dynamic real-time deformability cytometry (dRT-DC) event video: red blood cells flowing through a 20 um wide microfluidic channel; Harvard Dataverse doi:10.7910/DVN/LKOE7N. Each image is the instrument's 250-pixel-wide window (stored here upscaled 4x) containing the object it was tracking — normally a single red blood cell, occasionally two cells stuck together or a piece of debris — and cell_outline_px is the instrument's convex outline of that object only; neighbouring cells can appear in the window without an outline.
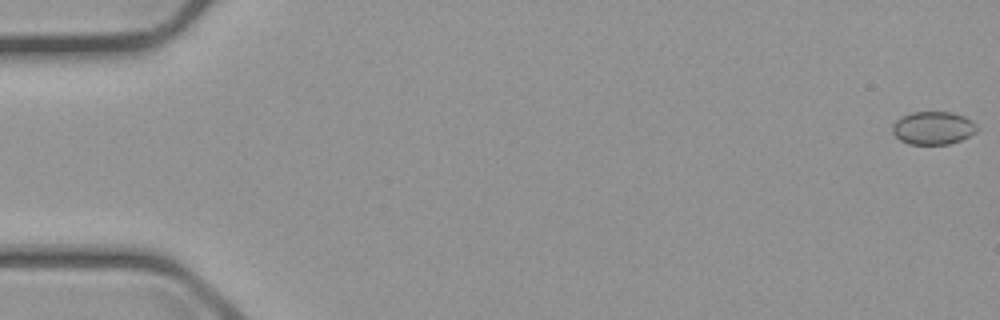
{"species": "common noctule bat (a hibernating species)", "species_latin": "Nyctalus noctula", "temperature_condition": "cold", "stored_images_in_passage": 5, "camera_frame_rate_fps": 3000, "um_per_image_px": 0.085, "animal": {"sex": "male", "body_mass_g": 23.1, "forearm_length_mm": 52.7}, "frame": {"image": 1, "passage_image": 1, "time_ms": 0.0, "image_size_px": [1000, 320], "cell_outline_px": [[980, 128], [976, 132], [960, 140], [948, 144], [908, 144], [900, 140], [892, 132], [892, 124], [900, 116], [912, 112], [952, 112], [964, 116], [972, 120]], "centroid_in_image_um": [79.31, 10.87], "position_along_channel_um": 5.7, "area_um2": 16.42}}